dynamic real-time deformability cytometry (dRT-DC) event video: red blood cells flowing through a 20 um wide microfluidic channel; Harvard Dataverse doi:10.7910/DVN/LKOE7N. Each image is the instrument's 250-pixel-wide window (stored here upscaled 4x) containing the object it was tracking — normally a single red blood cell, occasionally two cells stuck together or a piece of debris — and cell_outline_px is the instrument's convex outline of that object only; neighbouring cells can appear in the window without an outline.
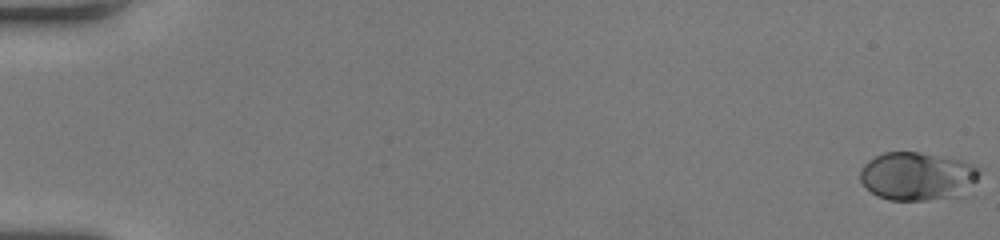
{"species": "human", "species_latin": "Homo sapiens", "temperature_condition": "room temperature", "stored_images_in_passage": 53, "camera_frame_rate_fps": 3000, "um_per_image_px": 0.085, "donor": {"sex": "female"}, "frame": {"image": 1, "passage_image": 1, "time_ms": 0.0, "image_size_px": [1000, 240], "cell_outline_px": [[980, 172], [976, 180], [960, 196], [924, 200], [888, 200], [876, 196], [860, 180], [860, 172], [864, 164], [868, 160], [884, 152], [920, 152], [960, 160], [976, 168]], "centroid_in_image_um": [77.93, 14.98], "position_along_channel_um": 7.1, "area_um2": 33.18}}
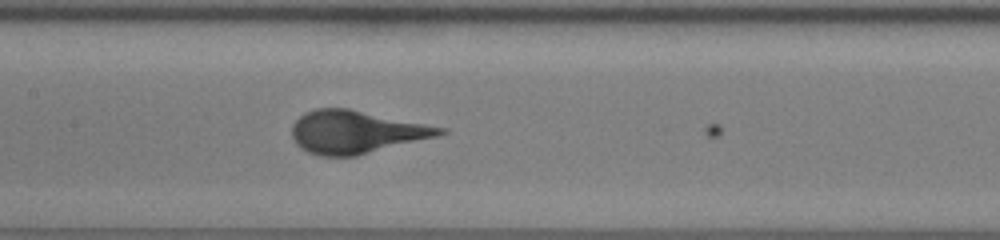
{"frame": {"image": 2, "passage_image": 28, "time_ms": 9.0, "image_size_px": [1000, 240], "cell_outline_px": [[448, 132], [436, 136], [356, 156], [320, 156], [308, 152], [300, 148], [296, 144], [292, 136], [292, 124], [304, 112], [316, 108], [348, 108], [448, 128]], "centroid_in_image_um": [30.24, 11.21], "position_along_channel_um": 177.2, "area_um2": 36.88}}
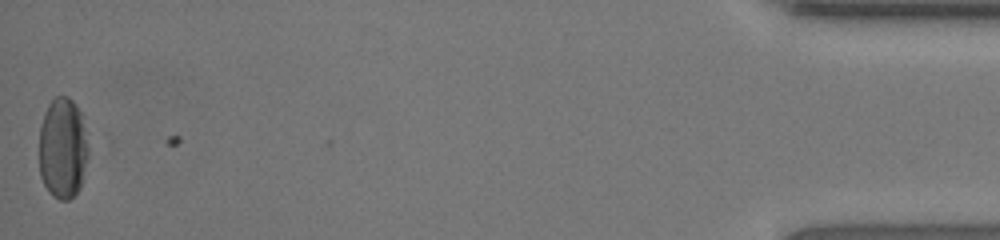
{"frame": {"image": 3, "passage_image": 53, "time_ms": 17.333, "image_size_px": [1000, 240], "cell_outline_px": [[88, 156], [80, 188], [68, 200], [60, 200], [52, 196], [48, 192], [40, 176], [40, 124], [44, 112], [48, 104], [56, 96], [68, 96], [76, 104], [84, 116], [88, 132]], "centroid_in_image_um": [5.36, 12.56], "position_along_channel_um": 429.8, "area_um2": 29.65}}